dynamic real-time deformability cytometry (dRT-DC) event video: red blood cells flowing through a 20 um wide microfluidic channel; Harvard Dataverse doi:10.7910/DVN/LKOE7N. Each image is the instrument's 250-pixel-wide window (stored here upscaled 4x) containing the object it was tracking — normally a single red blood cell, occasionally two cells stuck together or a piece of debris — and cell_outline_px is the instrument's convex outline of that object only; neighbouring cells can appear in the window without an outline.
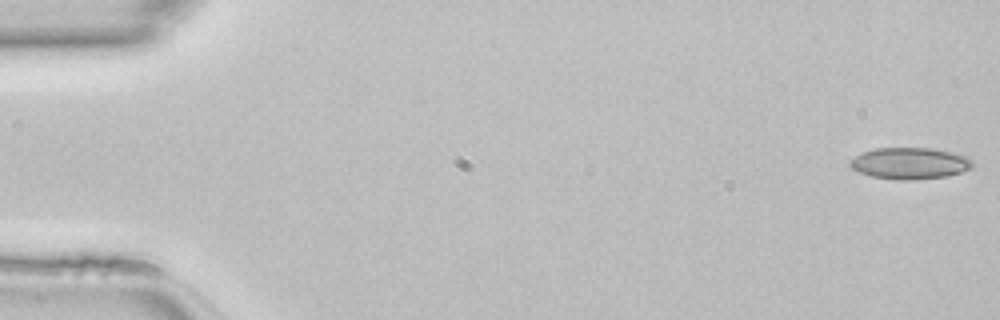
{"species": "common noctule bat (a hibernating species)", "species_latin": "Nyctalus noctula", "temperature_condition": "room temperature", "stored_images_in_passage": 43, "camera_frame_rate_fps": 3000, "um_per_image_px": 0.085, "animal": {"sex": "female", "body_mass_g": 22.7, "forearm_length_mm": 54.2}, "frame": {"image": 1, "passage_image": 1, "time_ms": 0.0, "image_size_px": [1000, 320], "cell_outline_px": [[972, 168], [960, 172], [944, 176], [916, 180], [896, 180], [872, 176], [860, 172], [852, 168], [848, 164], [848, 160], [864, 152], [876, 148], [932, 148], [968, 156], [972, 160]], "centroid_in_image_um": [77.33, 13.88], "position_along_channel_um": 7.7, "area_um2": 22.43}}
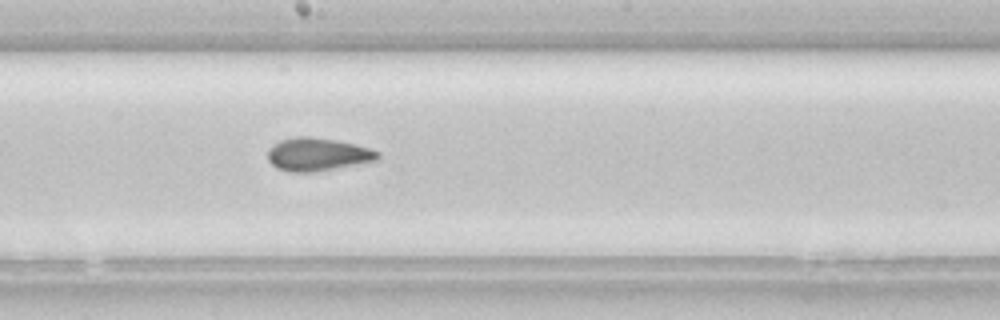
{"frame": {"image": 2, "passage_image": 26, "time_ms": 8.333, "image_size_px": [1000, 320], "cell_outline_px": [[380, 156], [376, 160], [312, 172], [288, 172], [276, 168], [268, 160], [268, 148], [280, 140], [296, 136], [308, 136], [332, 140], [352, 144], [368, 148], [380, 152]], "centroid_in_image_um": [26.93, 13.12], "position_along_channel_um": 221.3, "area_um2": 20.81}}
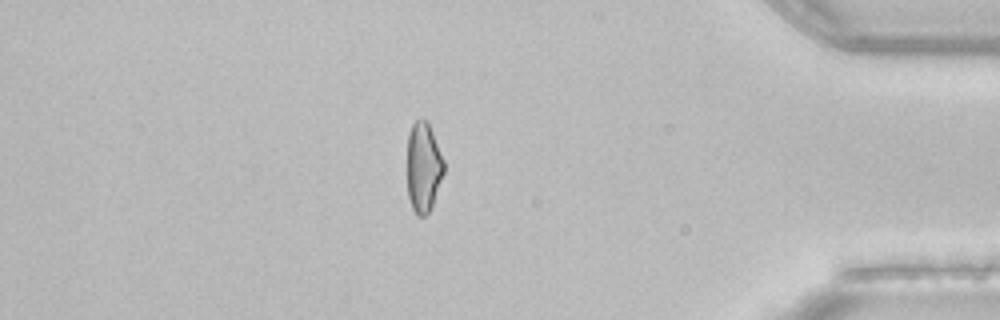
{"frame": {"image": 3, "passage_image": 41, "time_ms": 13.333, "image_size_px": [1000, 320], "cell_outline_px": [[444, 172], [432, 204], [428, 212], [424, 216], [416, 216], [412, 208], [408, 196], [408, 136], [412, 124], [416, 120], [428, 120], [444, 160]], "centroid_in_image_um": [35.99, 14.2], "position_along_channel_um": 399.2, "area_um2": 19.07}}